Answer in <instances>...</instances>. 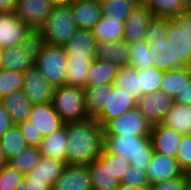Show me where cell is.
<instances>
[{"label": "cell", "instance_id": "cell-1", "mask_svg": "<svg viewBox=\"0 0 191 190\" xmlns=\"http://www.w3.org/2000/svg\"><path fill=\"white\" fill-rule=\"evenodd\" d=\"M67 165H88L103 150V127L94 118L67 123Z\"/></svg>", "mask_w": 191, "mask_h": 190}, {"label": "cell", "instance_id": "cell-2", "mask_svg": "<svg viewBox=\"0 0 191 190\" xmlns=\"http://www.w3.org/2000/svg\"><path fill=\"white\" fill-rule=\"evenodd\" d=\"M103 148L130 161L132 166L146 170L154 149L150 136L103 135Z\"/></svg>", "mask_w": 191, "mask_h": 190}, {"label": "cell", "instance_id": "cell-3", "mask_svg": "<svg viewBox=\"0 0 191 190\" xmlns=\"http://www.w3.org/2000/svg\"><path fill=\"white\" fill-rule=\"evenodd\" d=\"M40 29L46 44L64 46L78 30L70 5L53 6L50 15Z\"/></svg>", "mask_w": 191, "mask_h": 190}, {"label": "cell", "instance_id": "cell-4", "mask_svg": "<svg viewBox=\"0 0 191 190\" xmlns=\"http://www.w3.org/2000/svg\"><path fill=\"white\" fill-rule=\"evenodd\" d=\"M52 104L65 124L90 118L84 105L83 89L68 85L55 87Z\"/></svg>", "mask_w": 191, "mask_h": 190}, {"label": "cell", "instance_id": "cell-5", "mask_svg": "<svg viewBox=\"0 0 191 190\" xmlns=\"http://www.w3.org/2000/svg\"><path fill=\"white\" fill-rule=\"evenodd\" d=\"M67 52L64 46L46 44L34 61V66L54 87L65 85Z\"/></svg>", "mask_w": 191, "mask_h": 190}, {"label": "cell", "instance_id": "cell-6", "mask_svg": "<svg viewBox=\"0 0 191 190\" xmlns=\"http://www.w3.org/2000/svg\"><path fill=\"white\" fill-rule=\"evenodd\" d=\"M151 129L152 124L135 107L110 120L103 127V135L150 136Z\"/></svg>", "mask_w": 191, "mask_h": 190}, {"label": "cell", "instance_id": "cell-7", "mask_svg": "<svg viewBox=\"0 0 191 190\" xmlns=\"http://www.w3.org/2000/svg\"><path fill=\"white\" fill-rule=\"evenodd\" d=\"M135 107H137V100L133 96L125 89L110 84L107 87V98L104 108L94 119L104 127L110 120Z\"/></svg>", "mask_w": 191, "mask_h": 190}, {"label": "cell", "instance_id": "cell-8", "mask_svg": "<svg viewBox=\"0 0 191 190\" xmlns=\"http://www.w3.org/2000/svg\"><path fill=\"white\" fill-rule=\"evenodd\" d=\"M55 87L34 66L23 72V92L33 104L52 102Z\"/></svg>", "mask_w": 191, "mask_h": 190}, {"label": "cell", "instance_id": "cell-9", "mask_svg": "<svg viewBox=\"0 0 191 190\" xmlns=\"http://www.w3.org/2000/svg\"><path fill=\"white\" fill-rule=\"evenodd\" d=\"M175 100L164 92L143 95L137 101V107L144 118L152 125L162 123Z\"/></svg>", "mask_w": 191, "mask_h": 190}, {"label": "cell", "instance_id": "cell-10", "mask_svg": "<svg viewBox=\"0 0 191 190\" xmlns=\"http://www.w3.org/2000/svg\"><path fill=\"white\" fill-rule=\"evenodd\" d=\"M52 8L49 0H17L14 14L30 28H40Z\"/></svg>", "mask_w": 191, "mask_h": 190}, {"label": "cell", "instance_id": "cell-11", "mask_svg": "<svg viewBox=\"0 0 191 190\" xmlns=\"http://www.w3.org/2000/svg\"><path fill=\"white\" fill-rule=\"evenodd\" d=\"M32 126L42 133L43 137L52 134L65 125L52 102L45 104H35L30 111L29 120Z\"/></svg>", "mask_w": 191, "mask_h": 190}, {"label": "cell", "instance_id": "cell-12", "mask_svg": "<svg viewBox=\"0 0 191 190\" xmlns=\"http://www.w3.org/2000/svg\"><path fill=\"white\" fill-rule=\"evenodd\" d=\"M29 30L14 12L0 13V49L20 45Z\"/></svg>", "mask_w": 191, "mask_h": 190}, {"label": "cell", "instance_id": "cell-13", "mask_svg": "<svg viewBox=\"0 0 191 190\" xmlns=\"http://www.w3.org/2000/svg\"><path fill=\"white\" fill-rule=\"evenodd\" d=\"M152 18L151 10L141 2L138 3L125 21L123 40L128 44L144 40L146 29Z\"/></svg>", "mask_w": 191, "mask_h": 190}, {"label": "cell", "instance_id": "cell-14", "mask_svg": "<svg viewBox=\"0 0 191 190\" xmlns=\"http://www.w3.org/2000/svg\"><path fill=\"white\" fill-rule=\"evenodd\" d=\"M145 172L150 185L179 177L184 173L180 169L176 158L165 156L157 152H154Z\"/></svg>", "mask_w": 191, "mask_h": 190}, {"label": "cell", "instance_id": "cell-15", "mask_svg": "<svg viewBox=\"0 0 191 190\" xmlns=\"http://www.w3.org/2000/svg\"><path fill=\"white\" fill-rule=\"evenodd\" d=\"M183 134L162 123L152 125L150 139L155 152L172 158L176 157Z\"/></svg>", "mask_w": 191, "mask_h": 190}, {"label": "cell", "instance_id": "cell-16", "mask_svg": "<svg viewBox=\"0 0 191 190\" xmlns=\"http://www.w3.org/2000/svg\"><path fill=\"white\" fill-rule=\"evenodd\" d=\"M53 190H93L88 165H66Z\"/></svg>", "mask_w": 191, "mask_h": 190}, {"label": "cell", "instance_id": "cell-17", "mask_svg": "<svg viewBox=\"0 0 191 190\" xmlns=\"http://www.w3.org/2000/svg\"><path fill=\"white\" fill-rule=\"evenodd\" d=\"M70 8L78 28L92 29L102 16V7L97 0H73Z\"/></svg>", "mask_w": 191, "mask_h": 190}, {"label": "cell", "instance_id": "cell-18", "mask_svg": "<svg viewBox=\"0 0 191 190\" xmlns=\"http://www.w3.org/2000/svg\"><path fill=\"white\" fill-rule=\"evenodd\" d=\"M166 38L174 46V62L191 68V49L187 46L186 30L174 18H167Z\"/></svg>", "mask_w": 191, "mask_h": 190}, {"label": "cell", "instance_id": "cell-19", "mask_svg": "<svg viewBox=\"0 0 191 190\" xmlns=\"http://www.w3.org/2000/svg\"><path fill=\"white\" fill-rule=\"evenodd\" d=\"M67 123L52 134L43 137L38 146L41 156L51 157L66 163L67 157Z\"/></svg>", "mask_w": 191, "mask_h": 190}, {"label": "cell", "instance_id": "cell-20", "mask_svg": "<svg viewBox=\"0 0 191 190\" xmlns=\"http://www.w3.org/2000/svg\"><path fill=\"white\" fill-rule=\"evenodd\" d=\"M95 59L111 61L120 67L129 66V44L124 40L116 42H97Z\"/></svg>", "mask_w": 191, "mask_h": 190}, {"label": "cell", "instance_id": "cell-21", "mask_svg": "<svg viewBox=\"0 0 191 190\" xmlns=\"http://www.w3.org/2000/svg\"><path fill=\"white\" fill-rule=\"evenodd\" d=\"M66 165L63 161L41 156L38 164L25 176L31 181L50 182L54 186Z\"/></svg>", "mask_w": 191, "mask_h": 190}, {"label": "cell", "instance_id": "cell-22", "mask_svg": "<svg viewBox=\"0 0 191 190\" xmlns=\"http://www.w3.org/2000/svg\"><path fill=\"white\" fill-rule=\"evenodd\" d=\"M149 51L153 66L163 71L184 68L180 62H174V46L167 38L149 43Z\"/></svg>", "mask_w": 191, "mask_h": 190}, {"label": "cell", "instance_id": "cell-23", "mask_svg": "<svg viewBox=\"0 0 191 190\" xmlns=\"http://www.w3.org/2000/svg\"><path fill=\"white\" fill-rule=\"evenodd\" d=\"M96 44L92 29L78 28L64 48L67 56H95Z\"/></svg>", "mask_w": 191, "mask_h": 190}, {"label": "cell", "instance_id": "cell-24", "mask_svg": "<svg viewBox=\"0 0 191 190\" xmlns=\"http://www.w3.org/2000/svg\"><path fill=\"white\" fill-rule=\"evenodd\" d=\"M95 56H67L65 85L85 88L87 74Z\"/></svg>", "mask_w": 191, "mask_h": 190}, {"label": "cell", "instance_id": "cell-25", "mask_svg": "<svg viewBox=\"0 0 191 190\" xmlns=\"http://www.w3.org/2000/svg\"><path fill=\"white\" fill-rule=\"evenodd\" d=\"M1 102L9 112L13 124H19L29 120L33 104L28 100L23 89L6 95Z\"/></svg>", "mask_w": 191, "mask_h": 190}, {"label": "cell", "instance_id": "cell-26", "mask_svg": "<svg viewBox=\"0 0 191 190\" xmlns=\"http://www.w3.org/2000/svg\"><path fill=\"white\" fill-rule=\"evenodd\" d=\"M120 66L111 61L93 59L85 83V87L102 84H113Z\"/></svg>", "mask_w": 191, "mask_h": 190}, {"label": "cell", "instance_id": "cell-27", "mask_svg": "<svg viewBox=\"0 0 191 190\" xmlns=\"http://www.w3.org/2000/svg\"><path fill=\"white\" fill-rule=\"evenodd\" d=\"M124 28V21L102 15L92 32L97 42H116L123 40Z\"/></svg>", "mask_w": 191, "mask_h": 190}, {"label": "cell", "instance_id": "cell-28", "mask_svg": "<svg viewBox=\"0 0 191 190\" xmlns=\"http://www.w3.org/2000/svg\"><path fill=\"white\" fill-rule=\"evenodd\" d=\"M162 124L181 134L191 133V105H183L174 102L167 112Z\"/></svg>", "mask_w": 191, "mask_h": 190}, {"label": "cell", "instance_id": "cell-29", "mask_svg": "<svg viewBox=\"0 0 191 190\" xmlns=\"http://www.w3.org/2000/svg\"><path fill=\"white\" fill-rule=\"evenodd\" d=\"M190 79V67L164 71V76L160 83V92H164L168 96L175 98L184 86L188 84Z\"/></svg>", "mask_w": 191, "mask_h": 190}, {"label": "cell", "instance_id": "cell-30", "mask_svg": "<svg viewBox=\"0 0 191 190\" xmlns=\"http://www.w3.org/2000/svg\"><path fill=\"white\" fill-rule=\"evenodd\" d=\"M35 59L21 45L3 50L2 69L24 72L34 67Z\"/></svg>", "mask_w": 191, "mask_h": 190}, {"label": "cell", "instance_id": "cell-31", "mask_svg": "<svg viewBox=\"0 0 191 190\" xmlns=\"http://www.w3.org/2000/svg\"><path fill=\"white\" fill-rule=\"evenodd\" d=\"M88 168L93 190H117L120 181L106 168V164L94 159Z\"/></svg>", "mask_w": 191, "mask_h": 190}, {"label": "cell", "instance_id": "cell-32", "mask_svg": "<svg viewBox=\"0 0 191 190\" xmlns=\"http://www.w3.org/2000/svg\"><path fill=\"white\" fill-rule=\"evenodd\" d=\"M109 85L102 84L83 89L85 109L91 118H95L104 108L107 98V87Z\"/></svg>", "mask_w": 191, "mask_h": 190}, {"label": "cell", "instance_id": "cell-33", "mask_svg": "<svg viewBox=\"0 0 191 190\" xmlns=\"http://www.w3.org/2000/svg\"><path fill=\"white\" fill-rule=\"evenodd\" d=\"M113 85L125 89L137 101L143 96L140 88V75H138L137 69L130 66L120 67Z\"/></svg>", "mask_w": 191, "mask_h": 190}, {"label": "cell", "instance_id": "cell-34", "mask_svg": "<svg viewBox=\"0 0 191 190\" xmlns=\"http://www.w3.org/2000/svg\"><path fill=\"white\" fill-rule=\"evenodd\" d=\"M141 0H102V15L126 21L132 10Z\"/></svg>", "mask_w": 191, "mask_h": 190}, {"label": "cell", "instance_id": "cell-35", "mask_svg": "<svg viewBox=\"0 0 191 190\" xmlns=\"http://www.w3.org/2000/svg\"><path fill=\"white\" fill-rule=\"evenodd\" d=\"M141 3L157 17L174 18L186 11L180 0H141Z\"/></svg>", "mask_w": 191, "mask_h": 190}, {"label": "cell", "instance_id": "cell-36", "mask_svg": "<svg viewBox=\"0 0 191 190\" xmlns=\"http://www.w3.org/2000/svg\"><path fill=\"white\" fill-rule=\"evenodd\" d=\"M0 143L8 160L28 146L17 124H13L2 135Z\"/></svg>", "mask_w": 191, "mask_h": 190}, {"label": "cell", "instance_id": "cell-37", "mask_svg": "<svg viewBox=\"0 0 191 190\" xmlns=\"http://www.w3.org/2000/svg\"><path fill=\"white\" fill-rule=\"evenodd\" d=\"M41 153L36 146H27L18 154L9 159L8 163L14 166L22 174H28L39 162Z\"/></svg>", "mask_w": 191, "mask_h": 190}, {"label": "cell", "instance_id": "cell-38", "mask_svg": "<svg viewBox=\"0 0 191 190\" xmlns=\"http://www.w3.org/2000/svg\"><path fill=\"white\" fill-rule=\"evenodd\" d=\"M138 75H140V88L143 95L160 91V83L164 76V71L150 66L142 69H137Z\"/></svg>", "mask_w": 191, "mask_h": 190}, {"label": "cell", "instance_id": "cell-39", "mask_svg": "<svg viewBox=\"0 0 191 190\" xmlns=\"http://www.w3.org/2000/svg\"><path fill=\"white\" fill-rule=\"evenodd\" d=\"M130 61L129 66L135 69H142L153 66L150 59L149 43L144 39L136 43L129 44Z\"/></svg>", "mask_w": 191, "mask_h": 190}, {"label": "cell", "instance_id": "cell-40", "mask_svg": "<svg viewBox=\"0 0 191 190\" xmlns=\"http://www.w3.org/2000/svg\"><path fill=\"white\" fill-rule=\"evenodd\" d=\"M96 159L101 164H106V168L119 181H121L124 173L127 171L129 166L131 165L130 161L127 160L126 158L119 156V155H113V154L107 152L104 148Z\"/></svg>", "mask_w": 191, "mask_h": 190}, {"label": "cell", "instance_id": "cell-41", "mask_svg": "<svg viewBox=\"0 0 191 190\" xmlns=\"http://www.w3.org/2000/svg\"><path fill=\"white\" fill-rule=\"evenodd\" d=\"M23 89V72L0 69V101L8 94Z\"/></svg>", "mask_w": 191, "mask_h": 190}, {"label": "cell", "instance_id": "cell-42", "mask_svg": "<svg viewBox=\"0 0 191 190\" xmlns=\"http://www.w3.org/2000/svg\"><path fill=\"white\" fill-rule=\"evenodd\" d=\"M20 45L28 54L36 59L46 45L42 30L40 28H30Z\"/></svg>", "mask_w": 191, "mask_h": 190}, {"label": "cell", "instance_id": "cell-43", "mask_svg": "<svg viewBox=\"0 0 191 190\" xmlns=\"http://www.w3.org/2000/svg\"><path fill=\"white\" fill-rule=\"evenodd\" d=\"M24 177L14 166L6 163L0 173V190H16Z\"/></svg>", "mask_w": 191, "mask_h": 190}, {"label": "cell", "instance_id": "cell-44", "mask_svg": "<svg viewBox=\"0 0 191 190\" xmlns=\"http://www.w3.org/2000/svg\"><path fill=\"white\" fill-rule=\"evenodd\" d=\"M167 36V17L153 16L145 33V40L148 43L159 42Z\"/></svg>", "mask_w": 191, "mask_h": 190}, {"label": "cell", "instance_id": "cell-45", "mask_svg": "<svg viewBox=\"0 0 191 190\" xmlns=\"http://www.w3.org/2000/svg\"><path fill=\"white\" fill-rule=\"evenodd\" d=\"M175 158L180 169L189 174L191 172V133L183 134Z\"/></svg>", "mask_w": 191, "mask_h": 190}, {"label": "cell", "instance_id": "cell-46", "mask_svg": "<svg viewBox=\"0 0 191 190\" xmlns=\"http://www.w3.org/2000/svg\"><path fill=\"white\" fill-rule=\"evenodd\" d=\"M120 183L132 185L138 188H149L150 184L144 169L130 165L124 173Z\"/></svg>", "mask_w": 191, "mask_h": 190}, {"label": "cell", "instance_id": "cell-47", "mask_svg": "<svg viewBox=\"0 0 191 190\" xmlns=\"http://www.w3.org/2000/svg\"><path fill=\"white\" fill-rule=\"evenodd\" d=\"M188 173H183L179 177L168 179L162 182L151 184L149 190H185Z\"/></svg>", "mask_w": 191, "mask_h": 190}, {"label": "cell", "instance_id": "cell-48", "mask_svg": "<svg viewBox=\"0 0 191 190\" xmlns=\"http://www.w3.org/2000/svg\"><path fill=\"white\" fill-rule=\"evenodd\" d=\"M17 125L19 126V129L22 132L27 145L38 147L40 141L43 139V134L38 133V131L32 126V122L27 120Z\"/></svg>", "mask_w": 191, "mask_h": 190}, {"label": "cell", "instance_id": "cell-49", "mask_svg": "<svg viewBox=\"0 0 191 190\" xmlns=\"http://www.w3.org/2000/svg\"><path fill=\"white\" fill-rule=\"evenodd\" d=\"M53 186L50 182L31 181L26 176L17 186L16 190H51Z\"/></svg>", "mask_w": 191, "mask_h": 190}, {"label": "cell", "instance_id": "cell-50", "mask_svg": "<svg viewBox=\"0 0 191 190\" xmlns=\"http://www.w3.org/2000/svg\"><path fill=\"white\" fill-rule=\"evenodd\" d=\"M174 19L180 24L181 28L186 30L187 46L191 49V12H182L174 17Z\"/></svg>", "mask_w": 191, "mask_h": 190}, {"label": "cell", "instance_id": "cell-51", "mask_svg": "<svg viewBox=\"0 0 191 190\" xmlns=\"http://www.w3.org/2000/svg\"><path fill=\"white\" fill-rule=\"evenodd\" d=\"M13 125L9 112L0 101V138Z\"/></svg>", "mask_w": 191, "mask_h": 190}, {"label": "cell", "instance_id": "cell-52", "mask_svg": "<svg viewBox=\"0 0 191 190\" xmlns=\"http://www.w3.org/2000/svg\"><path fill=\"white\" fill-rule=\"evenodd\" d=\"M176 103L183 105H191V79L187 85L184 86L182 91L174 98Z\"/></svg>", "mask_w": 191, "mask_h": 190}, {"label": "cell", "instance_id": "cell-53", "mask_svg": "<svg viewBox=\"0 0 191 190\" xmlns=\"http://www.w3.org/2000/svg\"><path fill=\"white\" fill-rule=\"evenodd\" d=\"M17 0H0V13H12L15 10Z\"/></svg>", "mask_w": 191, "mask_h": 190}, {"label": "cell", "instance_id": "cell-54", "mask_svg": "<svg viewBox=\"0 0 191 190\" xmlns=\"http://www.w3.org/2000/svg\"><path fill=\"white\" fill-rule=\"evenodd\" d=\"M117 190H149V189L148 188H138V187H134L132 185L120 183Z\"/></svg>", "mask_w": 191, "mask_h": 190}, {"label": "cell", "instance_id": "cell-55", "mask_svg": "<svg viewBox=\"0 0 191 190\" xmlns=\"http://www.w3.org/2000/svg\"><path fill=\"white\" fill-rule=\"evenodd\" d=\"M53 6L70 5L73 0H49Z\"/></svg>", "mask_w": 191, "mask_h": 190}, {"label": "cell", "instance_id": "cell-56", "mask_svg": "<svg viewBox=\"0 0 191 190\" xmlns=\"http://www.w3.org/2000/svg\"><path fill=\"white\" fill-rule=\"evenodd\" d=\"M8 161L9 160L6 158V155L4 153L3 147H2V145L0 143V163L2 165H5L6 163H8Z\"/></svg>", "mask_w": 191, "mask_h": 190}, {"label": "cell", "instance_id": "cell-57", "mask_svg": "<svg viewBox=\"0 0 191 190\" xmlns=\"http://www.w3.org/2000/svg\"><path fill=\"white\" fill-rule=\"evenodd\" d=\"M183 5L186 7V11L191 12V0H180Z\"/></svg>", "mask_w": 191, "mask_h": 190}, {"label": "cell", "instance_id": "cell-58", "mask_svg": "<svg viewBox=\"0 0 191 190\" xmlns=\"http://www.w3.org/2000/svg\"><path fill=\"white\" fill-rule=\"evenodd\" d=\"M185 190H191V177L190 176L187 180Z\"/></svg>", "mask_w": 191, "mask_h": 190}, {"label": "cell", "instance_id": "cell-59", "mask_svg": "<svg viewBox=\"0 0 191 190\" xmlns=\"http://www.w3.org/2000/svg\"><path fill=\"white\" fill-rule=\"evenodd\" d=\"M2 57H3V50L0 49V69H2Z\"/></svg>", "mask_w": 191, "mask_h": 190}, {"label": "cell", "instance_id": "cell-60", "mask_svg": "<svg viewBox=\"0 0 191 190\" xmlns=\"http://www.w3.org/2000/svg\"><path fill=\"white\" fill-rule=\"evenodd\" d=\"M2 167H3V165L0 163V173H1Z\"/></svg>", "mask_w": 191, "mask_h": 190}]
</instances>
